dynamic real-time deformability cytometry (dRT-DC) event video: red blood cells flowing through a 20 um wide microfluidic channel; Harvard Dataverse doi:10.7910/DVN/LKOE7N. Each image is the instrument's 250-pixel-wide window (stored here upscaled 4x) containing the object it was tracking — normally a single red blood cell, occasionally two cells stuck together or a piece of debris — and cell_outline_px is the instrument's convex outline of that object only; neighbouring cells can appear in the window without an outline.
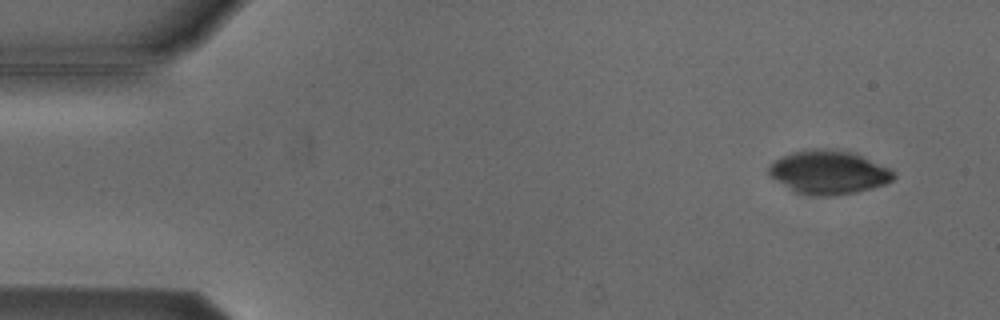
{"species": "Egyptian fruit bat (a non-hibernating species)", "species_latin": "Rousettus aegyptiacus", "temperature_condition": "cold", "stored_images_in_passage": 5, "camera_frame_rate_fps": 3000, "um_per_image_px": 0.085, "animal": {"sex": "male"}, "frame": {"image": 1, "passage_image": 1, "time_ms": 0.0, "image_size_px": [1000, 320], "cell_outline_px": [[896, 176], [892, 180], [884, 184], [872, 188], [856, 192], [836, 196], [816, 196], [796, 192], [776, 180], [768, 172], [768, 168], [772, 160], [792, 152], [812, 148], [816, 148], [848, 152], [860, 156], [888, 168]], "centroid_in_image_um": [70.39, 14.66], "position_along_channel_um": 14.6, "area_um2": 31.21}}